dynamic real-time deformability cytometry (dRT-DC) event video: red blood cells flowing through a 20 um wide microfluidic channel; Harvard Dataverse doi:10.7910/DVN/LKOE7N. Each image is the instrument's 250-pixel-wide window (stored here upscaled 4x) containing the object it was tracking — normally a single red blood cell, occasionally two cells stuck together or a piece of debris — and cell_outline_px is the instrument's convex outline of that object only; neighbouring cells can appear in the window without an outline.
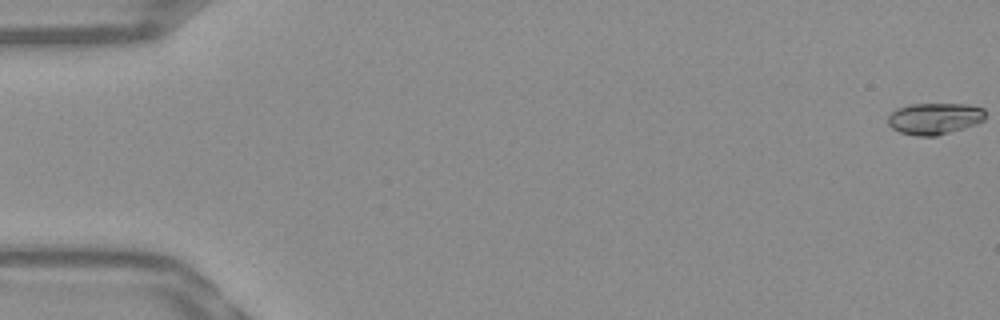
{"species": "Egyptian fruit bat (a non-hibernating species)", "species_latin": "Rousettus aegyptiacus", "temperature_condition": "warm", "stored_images_in_passage": 54, "camera_frame_rate_fps": 3000, "um_per_image_px": 0.085, "frame": {"image": 1, "passage_image": 1, "time_ms": 0.0, "image_size_px": [1000, 320], "cell_outline_px": [[984, 120], [976, 124], [964, 128], [936, 136], [916, 136], [900, 132], [892, 128], [888, 124], [888, 116], [896, 108], [912, 104], [968, 104], [984, 108]], "centroid_in_image_um": [79.43, 10.07], "position_along_channel_um": 5.6, "area_um2": 17.92}}
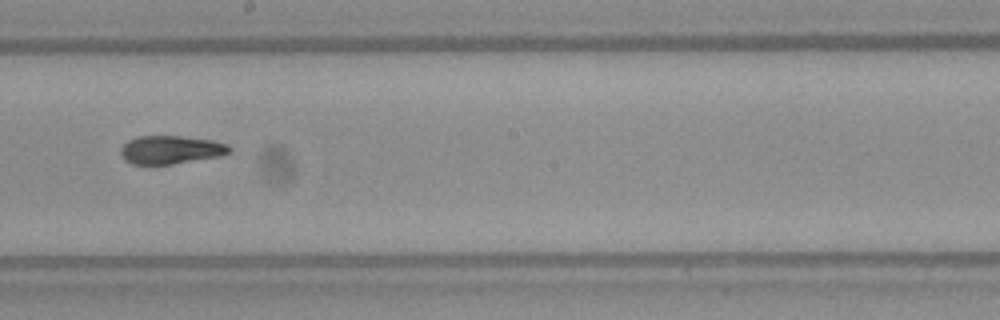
{"frame": {"image": 2, "passage_image": 31, "time_ms": 10.0, "image_size_px": [1000, 320], "cell_outline_px": [[232, 152], [220, 156], [172, 164], [132, 164], [124, 160], [120, 152], [120, 148], [128, 140], [136, 136], [180, 136], [212, 140], [228, 144], [232, 148]], "centroid_in_image_um": [14.52, 12.73], "position_along_channel_um": 233.7, "area_um2": 18.03}}
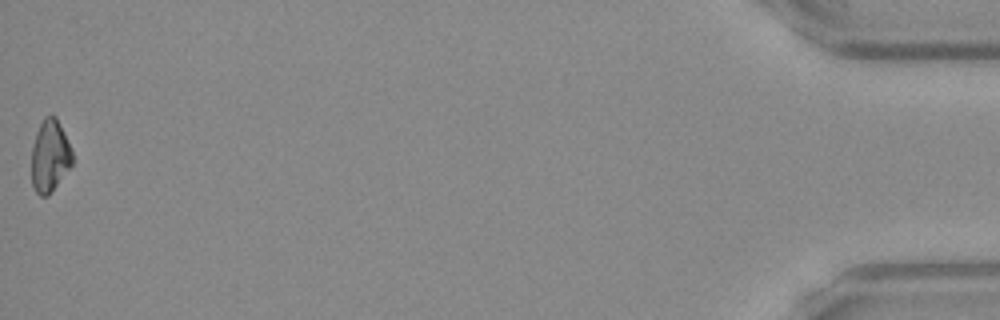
{"frame": {"image": 3, "passage_image": 54, "time_ms": 17.667, "image_size_px": [1000, 320], "cell_outline_px": [[72, 164], [48, 196], [40, 196], [36, 192], [32, 184], [32, 148], [36, 132], [44, 116], [56, 116], [72, 148]], "centroid_in_image_um": [4.24, 13.25], "position_along_channel_um": 431.0, "area_um2": 17.05}, "authors_computed_cell_mechanics": {"area_um2": 17.918, "velocity_mm_per_s": 3.8412, "shape_relaxation_time_tau1_ms": 4.1047, "shape_relaxation_time_tau2_ms": 2.9512, "deformation_change_tau1": 0.1637, "deformation_change_tau2": 0.0748}}